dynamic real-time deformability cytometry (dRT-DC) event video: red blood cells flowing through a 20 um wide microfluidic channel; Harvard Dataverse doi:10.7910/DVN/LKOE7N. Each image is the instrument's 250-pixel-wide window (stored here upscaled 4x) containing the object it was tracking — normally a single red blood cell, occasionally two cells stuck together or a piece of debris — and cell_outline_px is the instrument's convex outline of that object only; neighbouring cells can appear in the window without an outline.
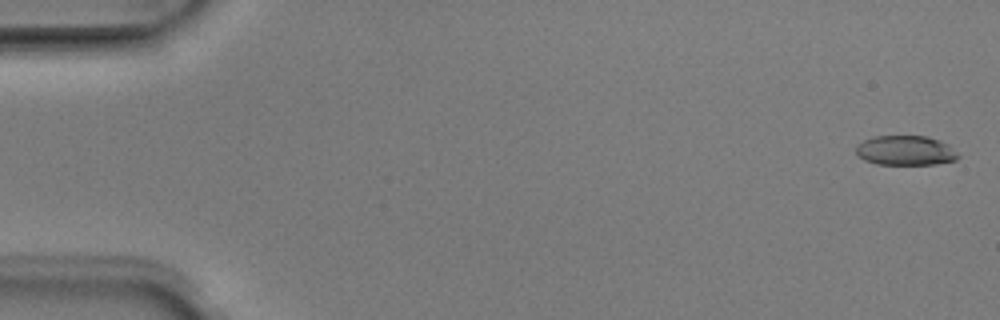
{"species": "Egyptian fruit bat (a non-hibernating species)", "species_latin": "Rousettus aegyptiacus", "temperature_condition": "room temperature", "stored_images_in_passage": 6, "camera_frame_rate_fps": 3000, "um_per_image_px": 0.085, "animal": {"sex": "male"}, "frame": {"image": 1, "passage_image": 1, "time_ms": 0.0, "image_size_px": [1000, 320], "cell_outline_px": [[960, 156], [956, 160], [936, 164], [876, 164], [864, 160], [856, 156], [856, 148], [864, 140], [872, 136], [928, 136], [940, 140], [948, 144]], "centroid_in_image_um": [76.97, 12.79], "position_along_channel_um": 8.0, "area_um2": 17.74}}
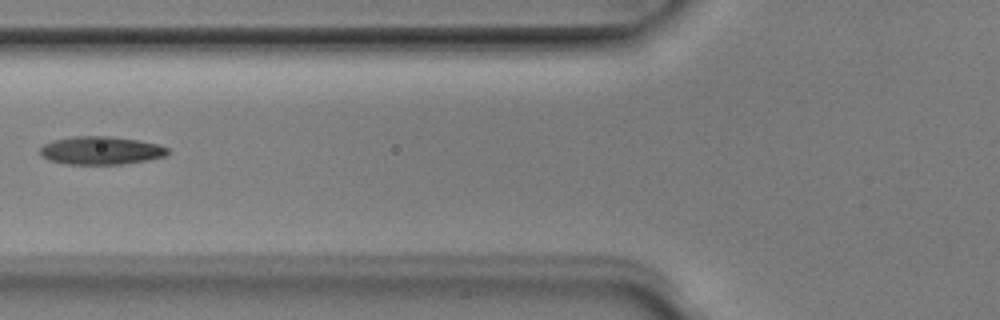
{"frame": {"image": 2, "passage_image": 5, "time_ms": 1.333, "image_size_px": [1000, 320], "cell_outline_px": [[168, 152], [164, 156], [148, 160], [120, 164], [64, 164], [48, 160], [40, 156], [40, 148], [44, 144], [52, 140], [72, 136], [108, 136], [136, 140], [160, 144], [168, 148]], "centroid_in_image_um": [8.53, 12.79], "position_along_channel_um": 117.3, "area_um2": 20.98}}
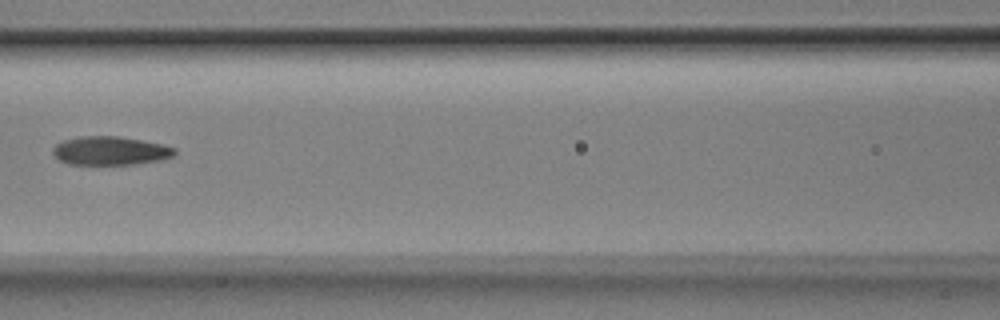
{"frame": {"image": 3, "passage_image": 6, "time_ms": 1.667, "image_size_px": [1000, 320], "cell_outline_px": [[176, 152], [172, 156], [160, 160], [136, 164], [68, 164], [60, 160], [52, 152], [52, 148], [56, 144], [64, 140], [80, 136], [116, 136], [164, 144], [176, 148]], "centroid_in_image_um": [9.38, 12.81], "position_along_channel_um": 157.2, "area_um2": 20.23}}